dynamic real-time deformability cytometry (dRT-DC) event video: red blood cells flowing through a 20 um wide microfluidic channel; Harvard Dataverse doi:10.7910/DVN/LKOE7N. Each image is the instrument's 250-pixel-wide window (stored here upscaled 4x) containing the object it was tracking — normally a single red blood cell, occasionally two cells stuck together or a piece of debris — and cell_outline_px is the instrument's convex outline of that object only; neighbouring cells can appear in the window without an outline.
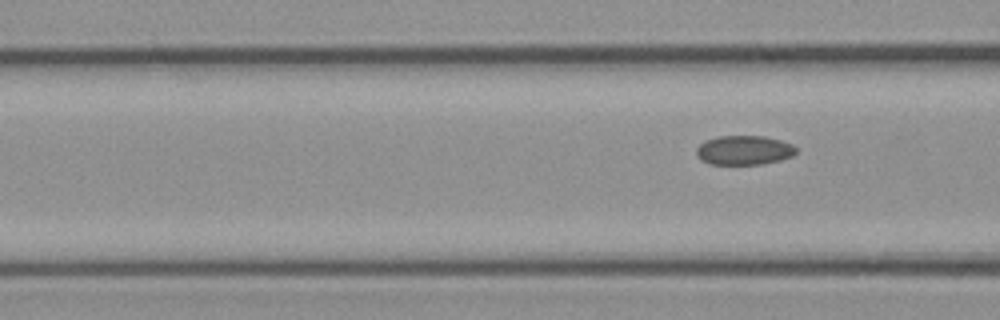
{"species": "common noctule bat (a hibernating species)", "species_latin": "Nyctalus noctula", "temperature_condition": "cold", "stored_images_in_passage": 7, "segment_of_instrument_passage": [2, 2], "camera_frame_rate_fps": 3000, "um_per_image_px": 0.085, "animal": {"sex": "female", "body_mass_g": 21.9}, "frame": {"image": 1, "passage_image": 7, "time_ms": 2.0, "image_size_px": [1000, 320], "cell_outline_px": [[796, 152], [792, 156], [780, 160], [760, 164], [708, 164], [700, 160], [696, 152], [696, 148], [700, 144], [716, 136], [764, 136], [780, 140], [792, 144], [796, 148]], "centroid_in_image_um": [63.23, 12.77], "position_along_channel_um": 103.4, "area_um2": 16.99}}